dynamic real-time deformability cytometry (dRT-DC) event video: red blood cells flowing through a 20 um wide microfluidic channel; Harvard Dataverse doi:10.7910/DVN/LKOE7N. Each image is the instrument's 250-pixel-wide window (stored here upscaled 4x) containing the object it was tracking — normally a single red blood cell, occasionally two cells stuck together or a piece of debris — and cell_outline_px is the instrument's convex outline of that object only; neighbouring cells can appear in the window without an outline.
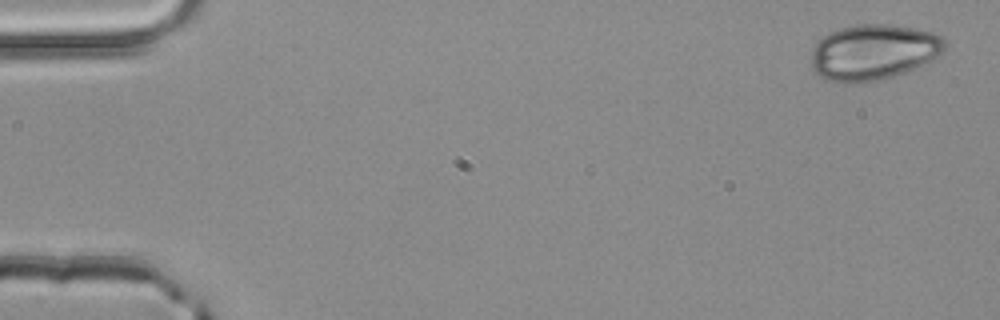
{"species": "common noctule bat (a hibernating species)", "species_latin": "Nyctalus noctula", "temperature_condition": "room temperature", "stored_images_in_passage": 50, "camera_frame_rate_fps": 3000, "um_per_image_px": 0.085, "animal": {"sex": "male", "body_mass_g": 20.4}, "frame": {"image": 1, "passage_image": 1, "time_ms": 0.0, "image_size_px": [1000, 320], "cell_outline_px": [[944, 52], [904, 72], [880, 80], [856, 84], [848, 84], [828, 80], [820, 76], [812, 68], [812, 48], [824, 36], [840, 28], [860, 24], [888, 24], [912, 28], [932, 32], [940, 36], [944, 40]], "centroid_in_image_um": [74.2, 4.44], "position_along_channel_um": 10.8, "area_um2": 42.83}}
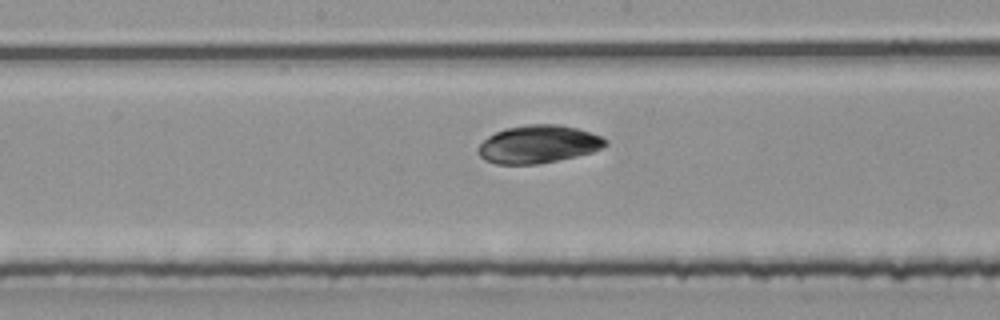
{"frame": {"image": 2, "passage_image": 26, "time_ms": 8.333, "image_size_px": [1000, 320], "cell_outline_px": [[608, 144], [592, 152], [576, 156], [536, 164], [496, 164], [484, 160], [476, 152], [476, 148], [488, 136], [496, 132], [508, 128], [528, 124], [560, 124], [576, 128], [600, 136], [608, 140]], "centroid_in_image_um": [45.72, 12.26], "position_along_channel_um": 202.5, "area_um2": 27.98}}
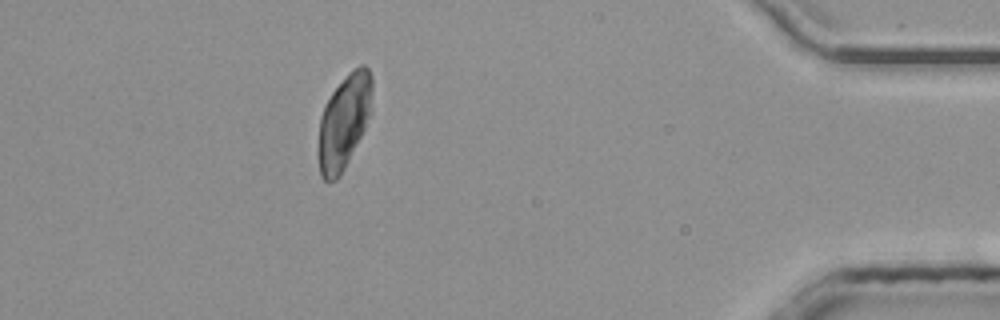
{"frame": {"image": 3, "passage_image": 45, "time_ms": 14.667, "image_size_px": [1000, 320], "cell_outline_px": [[372, 92], [368, 116], [364, 128], [340, 176], [336, 180], [324, 180], [320, 176], [316, 152], [320, 116], [324, 104], [332, 92], [348, 72], [352, 68], [360, 64], [364, 64], [368, 68], [372, 76]], "centroid_in_image_um": [29.18, 10.33], "position_along_channel_um": 406.0, "area_um2": 29.65}, "authors_computed_cell_mechanics": {"area_um2": 29.8248, "velocity_mm_per_s": 4.0364, "shape_relaxation_time_tau1_ms": 5.3955, "shape_relaxation_time_tau2_ms": 1.9473, "deformation_change_tau1": 0.076, "deformation_change_tau2": 0.0399}}